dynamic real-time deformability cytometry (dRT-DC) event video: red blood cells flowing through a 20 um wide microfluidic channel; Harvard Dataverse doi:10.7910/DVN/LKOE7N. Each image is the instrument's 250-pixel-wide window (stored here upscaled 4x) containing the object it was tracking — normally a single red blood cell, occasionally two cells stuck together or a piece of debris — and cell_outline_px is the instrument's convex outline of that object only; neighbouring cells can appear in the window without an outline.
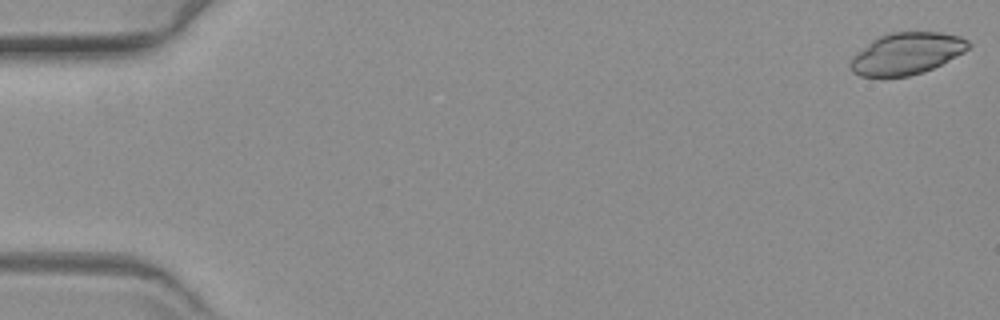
{"species": "common noctule bat (a hibernating species)", "species_latin": "Nyctalus noctula", "temperature_condition": "warm", "stored_images_in_passage": 59, "camera_frame_rate_fps": 3000, "um_per_image_px": 0.085, "animal": {"sex": "female", "body_mass_g": 19.3, "forearm_length_mm": 54.1}, "frame": {"image": 1, "passage_image": 1, "time_ms": 0.0, "image_size_px": [1000, 320], "cell_outline_px": [[972, 44], [964, 52], [924, 72], [908, 76], [860, 76], [852, 72], [848, 64], [852, 56], [856, 52], [872, 40], [888, 32], [940, 32], [960, 36], [968, 40]], "centroid_in_image_um": [77.04, 4.54], "position_along_channel_um": 8.0, "area_um2": 28.73}}